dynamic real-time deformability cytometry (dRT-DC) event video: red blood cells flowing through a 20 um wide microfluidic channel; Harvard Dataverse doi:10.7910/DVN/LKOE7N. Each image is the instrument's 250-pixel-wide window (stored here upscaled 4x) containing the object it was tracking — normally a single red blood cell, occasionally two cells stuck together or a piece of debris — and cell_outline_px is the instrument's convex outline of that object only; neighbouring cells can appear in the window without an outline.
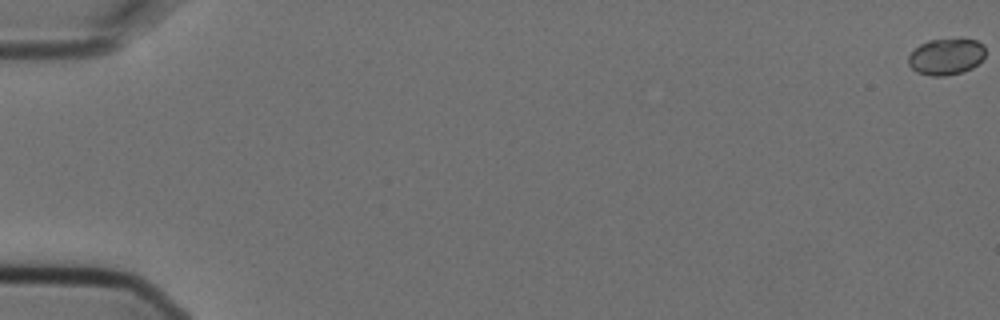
{"species": "Egyptian fruit bat (a non-hibernating species)", "species_latin": "Rousettus aegyptiacus", "temperature_condition": "cold", "stored_images_in_passage": 2, "camera_frame_rate_fps": 3000, "um_per_image_px": 0.085, "animal": {"sex": "female"}, "frame": {"image": 1, "passage_image": 1, "time_ms": 0.0, "image_size_px": [1000, 320], "cell_outline_px": [[984, 56], [972, 68], [960, 72], [944, 76], [932, 76], [916, 72], [908, 64], [908, 56], [920, 44], [928, 40], [960, 36], [976, 40], [984, 44]], "centroid_in_image_um": [80.42, 4.76], "position_along_channel_um": 4.6, "area_um2": 16.7}}